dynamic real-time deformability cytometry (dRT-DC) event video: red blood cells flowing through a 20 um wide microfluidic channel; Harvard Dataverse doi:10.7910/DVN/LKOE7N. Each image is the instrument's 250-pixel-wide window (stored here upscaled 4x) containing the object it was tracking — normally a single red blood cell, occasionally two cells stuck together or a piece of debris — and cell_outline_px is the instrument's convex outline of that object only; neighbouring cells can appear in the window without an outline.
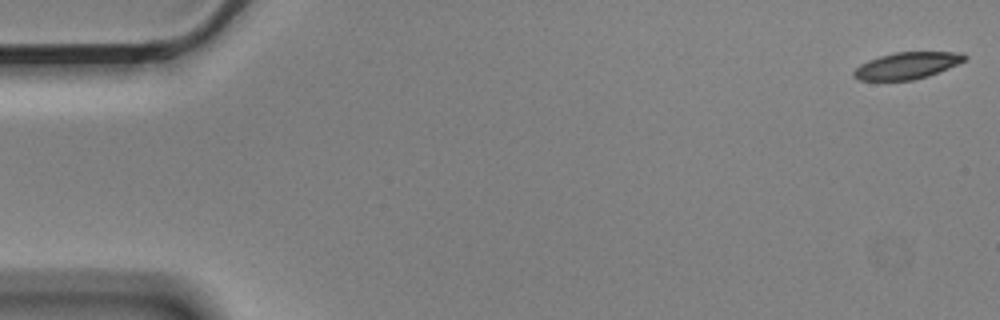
{"species": "Egyptian fruit bat (a non-hibernating species)", "species_latin": "Rousettus aegyptiacus", "temperature_condition": "cold", "stored_images_in_passage": 10, "camera_frame_rate_fps": 3000, "um_per_image_px": 0.085, "animal": {"sex": "male"}, "frame": {"image": 1, "passage_image": 1, "time_ms": 0.0, "image_size_px": [1000, 320], "cell_outline_px": [[968, 56], [964, 60], [948, 68], [928, 76], [912, 80], [860, 80], [852, 76], [852, 72], [860, 64], [868, 60], [892, 52], [964, 52]], "centroid_in_image_um": [77.08, 5.57], "position_along_channel_um": 7.9, "area_um2": 17.22}}
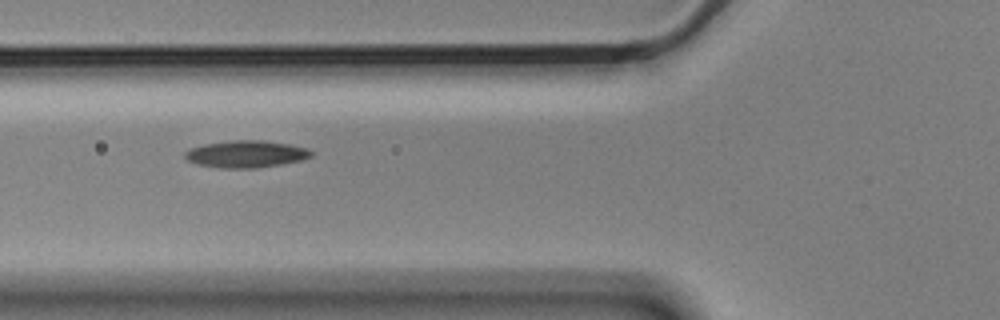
{"frame": {"image": 2, "passage_image": 6, "time_ms": 1.667, "image_size_px": [1000, 320], "cell_outline_px": [[312, 156], [300, 160], [280, 164], [256, 168], [220, 168], [196, 164], [188, 160], [184, 156], [184, 152], [188, 148], [204, 144], [232, 140], [260, 140], [288, 144], [308, 148], [312, 152]], "centroid_in_image_um": [20.87, 13.09], "position_along_channel_um": 104.9, "area_um2": 19.88}}
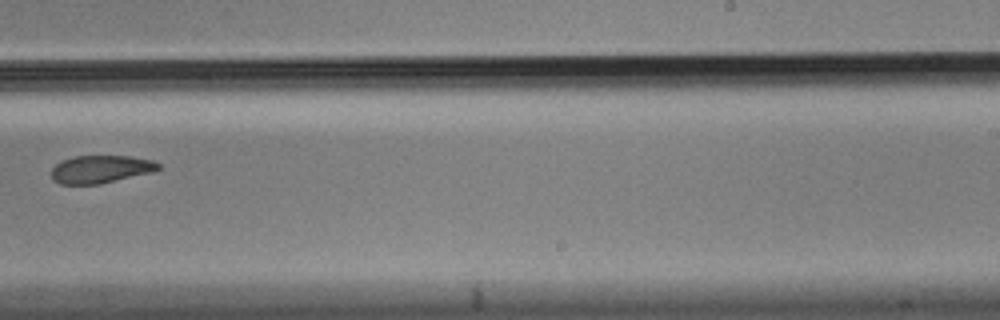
{"frame": {"image": 3, "passage_image": 10, "time_ms": 3.0, "image_size_px": [1000, 320], "cell_outline_px": [[160, 168], [152, 172], [100, 184], [60, 184], [52, 180], [52, 168], [60, 160], [72, 156], [132, 156], [152, 160], [160, 164]], "centroid_in_image_um": [8.53, 14.37], "position_along_channel_um": 280.5, "area_um2": 17.4}}